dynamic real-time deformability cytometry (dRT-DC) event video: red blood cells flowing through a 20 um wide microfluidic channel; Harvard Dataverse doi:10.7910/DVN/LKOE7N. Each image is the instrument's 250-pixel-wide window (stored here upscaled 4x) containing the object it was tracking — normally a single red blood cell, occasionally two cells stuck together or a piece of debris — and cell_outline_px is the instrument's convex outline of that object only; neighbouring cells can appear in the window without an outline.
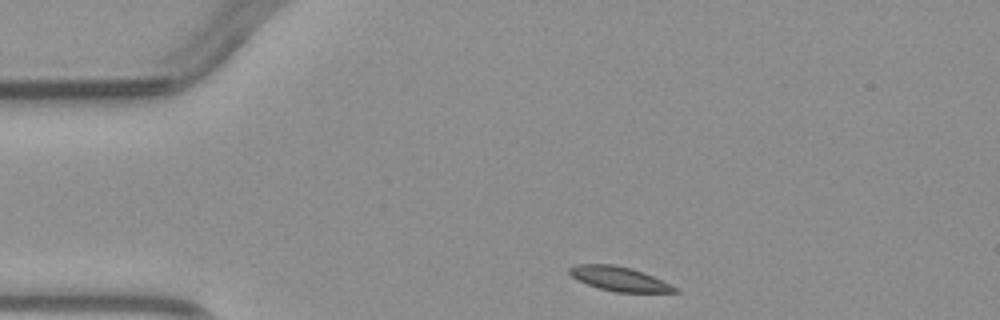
{"species": "common noctule bat (a hibernating species)", "species_latin": "Nyctalus noctula", "temperature_condition": "warm", "stored_images_in_passage": 2, "camera_frame_rate_fps": 3000, "um_per_image_px": 0.085, "animal": {"sex": "male", "body_mass_g": 23.1, "forearm_length_mm": 52.7}, "frame": {"image": 1, "passage_image": 1, "time_ms": 0.0, "image_size_px": [1000, 320], "cell_outline_px": [[680, 292], [616, 292], [600, 288], [588, 284], [572, 276], [568, 272], [568, 268], [572, 264], [612, 264], [632, 268], [644, 272], [680, 288]], "centroid_in_image_um": [52.67, 23.69], "position_along_channel_um": 32.3, "area_um2": 14.97}}